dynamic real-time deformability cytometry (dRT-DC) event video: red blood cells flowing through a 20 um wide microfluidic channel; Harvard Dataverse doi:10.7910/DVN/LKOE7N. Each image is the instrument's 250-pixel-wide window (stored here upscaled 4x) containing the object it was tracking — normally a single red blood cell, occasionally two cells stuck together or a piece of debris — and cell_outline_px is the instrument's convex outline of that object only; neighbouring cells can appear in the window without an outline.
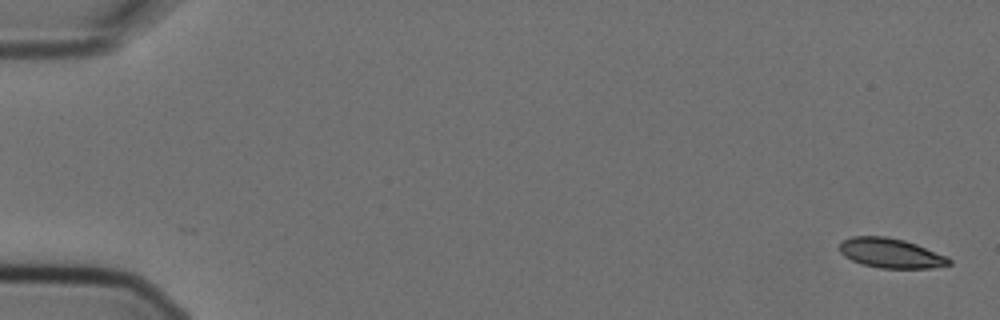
{"species": "Egyptian fruit bat (a non-hibernating species)", "species_latin": "Rousettus aegyptiacus", "temperature_condition": "cold", "stored_images_in_passage": 4, "camera_frame_rate_fps": 3000, "um_per_image_px": 0.085, "animal": {"sex": "female"}, "frame": {"image": 1, "passage_image": 1, "time_ms": 0.0, "image_size_px": [1000, 320], "cell_outline_px": [[952, 264], [932, 268], [880, 268], [860, 264], [844, 256], [840, 252], [840, 244], [844, 240], [852, 236], [884, 236], [904, 240], [916, 244], [948, 256], [952, 260]], "centroid_in_image_um": [75.74, 21.52], "position_along_channel_um": 9.3, "area_um2": 19.02}}
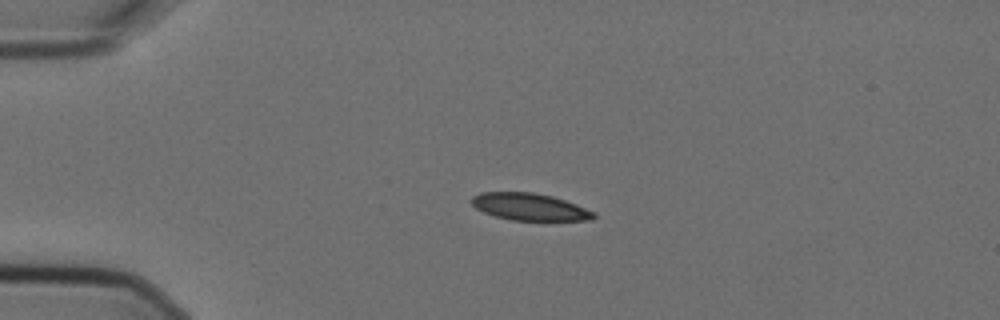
{"frame": {"image": 2, "passage_image": 3, "time_ms": 0.667, "image_size_px": [1000, 320], "cell_outline_px": [[596, 216], [592, 220], [512, 220], [496, 216], [484, 212], [476, 208], [472, 204], [472, 196], [480, 192], [536, 192], [552, 196], [576, 204], [596, 212]], "centroid_in_image_um": [45.04, 17.57], "position_along_channel_um": 40.0, "area_um2": 19.25}}